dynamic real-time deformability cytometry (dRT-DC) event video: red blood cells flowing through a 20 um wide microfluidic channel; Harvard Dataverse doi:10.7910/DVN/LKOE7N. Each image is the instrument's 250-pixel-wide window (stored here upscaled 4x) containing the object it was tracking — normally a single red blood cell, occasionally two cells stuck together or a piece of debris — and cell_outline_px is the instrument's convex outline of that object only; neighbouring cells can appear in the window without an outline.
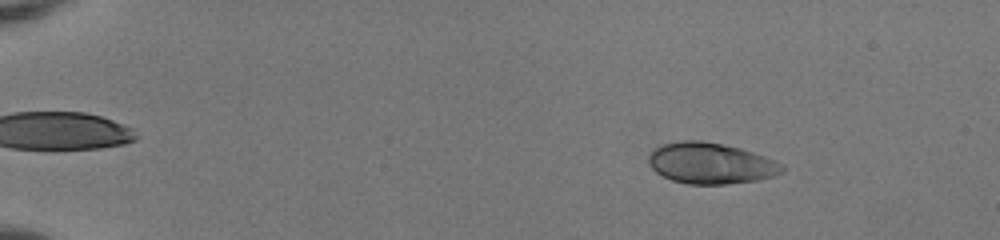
{"species": "human", "species_latin": "Homo sapiens", "temperature_condition": "room temperature", "stored_images_in_passage": 52, "camera_frame_rate_fps": 3000, "um_per_image_px": 0.085, "donor": {"sex": "female"}, "frame": {"image": 1, "passage_image": 8, "time_ms": 2.333, "image_size_px": [1000, 240], "cell_outline_px": [[784, 172], [772, 176], [756, 180], [724, 184], [688, 184], [672, 180], [656, 172], [648, 164], [648, 156], [652, 148], [660, 144], [680, 140], [700, 140], [740, 148], [764, 156], [784, 164]], "centroid_in_image_um": [60.37, 13.87], "position_along_channel_um": 24.6, "area_um2": 32.02}}
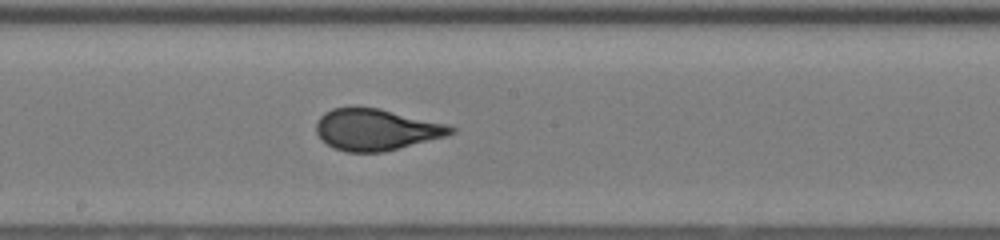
{"frame": {"image": 2, "passage_image": 31, "time_ms": 10.0, "image_size_px": [1000, 240], "cell_outline_px": [[456, 132], [448, 136], [384, 152], [344, 152], [332, 148], [320, 140], [316, 132], [316, 124], [320, 116], [324, 112], [332, 108], [380, 108], [448, 124], [456, 128]], "centroid_in_image_um": [31.99, 11.03], "position_along_channel_um": 216.2, "area_um2": 32.83}}
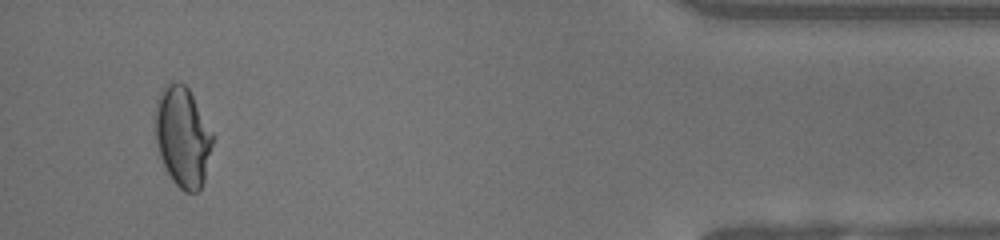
{"frame": {"image": 3, "passage_image": 50, "time_ms": 16.333, "image_size_px": [1000, 240], "cell_outline_px": [[212, 144], [204, 180], [200, 188], [196, 192], [184, 192], [172, 180], [160, 156], [156, 144], [156, 100], [164, 84], [176, 80], [184, 84], [188, 88], [212, 132]], "centroid_in_image_um": [15.51, 11.6], "position_along_channel_um": 419.7, "area_um2": 33.12}, "authors_computed_cell_mechanics": {"area_um2": 32.3969, "velocity_mm_per_s": 4.069, "shape_relaxation_time_tau1_ms": 8.2834, "shape_relaxation_time_tau2_ms": null, "deformation_change_tau1": 0.2338, "deformation_change_tau2": null}}